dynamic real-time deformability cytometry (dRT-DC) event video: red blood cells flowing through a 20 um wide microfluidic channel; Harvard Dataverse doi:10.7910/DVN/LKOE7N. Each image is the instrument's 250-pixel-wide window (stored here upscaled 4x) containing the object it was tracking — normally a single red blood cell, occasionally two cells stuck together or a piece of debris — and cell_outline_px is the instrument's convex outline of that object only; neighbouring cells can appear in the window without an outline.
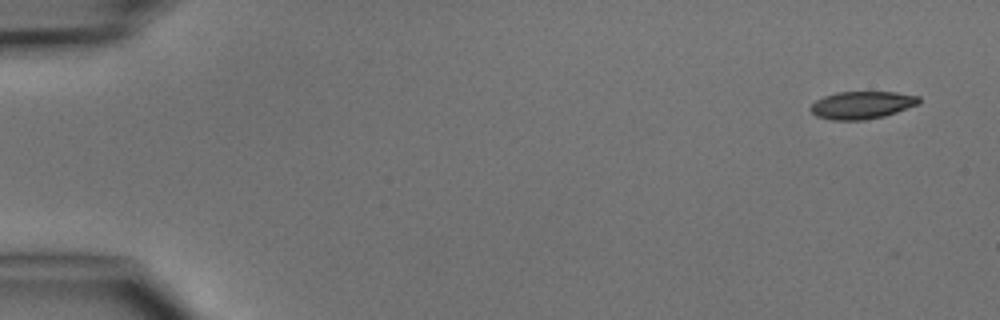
{"species": "common noctule bat (a hibernating species)", "species_latin": "Nyctalus noctula", "temperature_condition": "cold", "stored_images_in_passage": 4, "camera_frame_rate_fps": 3000, "um_per_image_px": 0.085, "animal": {"sex": "male", "body_mass_g": 15.6}, "frame": {"image": 1, "passage_image": 1, "time_ms": 0.0, "image_size_px": [1000, 320], "cell_outline_px": [[920, 104], [884, 116], [864, 120], [832, 120], [816, 116], [808, 108], [816, 100], [824, 96], [836, 92], [896, 92], [920, 96]], "centroid_in_image_um": [73.26, 8.93], "position_along_channel_um": 11.7, "area_um2": 17.51}}